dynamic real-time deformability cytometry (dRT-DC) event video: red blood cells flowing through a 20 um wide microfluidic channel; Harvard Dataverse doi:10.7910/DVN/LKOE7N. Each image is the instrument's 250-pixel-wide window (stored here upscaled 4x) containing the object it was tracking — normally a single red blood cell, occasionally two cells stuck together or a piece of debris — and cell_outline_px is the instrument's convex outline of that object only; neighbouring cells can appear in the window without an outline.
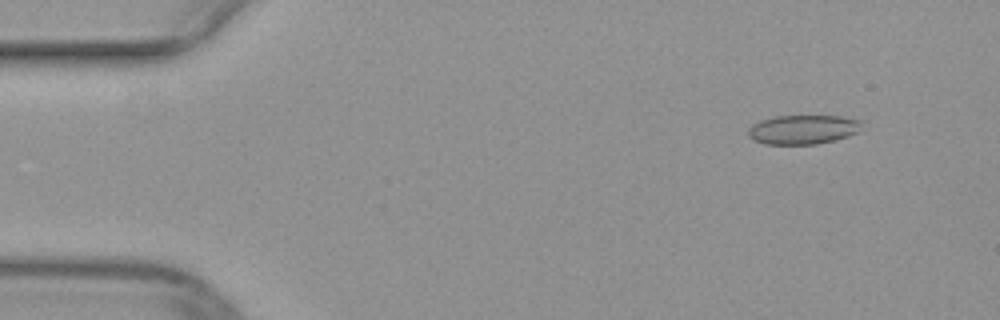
{"species": "common noctule bat (a hibernating species)", "species_latin": "Nyctalus noctula", "temperature_condition": "warm", "stored_images_in_passage": 13, "camera_frame_rate_fps": 3000, "um_per_image_px": 0.085, "animal": {"sex": "female", "body_mass_g": 29.2, "forearm_length_mm": 56.3}, "frame": {"image": 1, "passage_image": 5, "time_ms": 1.333, "image_size_px": [1000, 320], "cell_outline_px": [[864, 120], [856, 132], [848, 136], [836, 140], [816, 144], [764, 144], [752, 140], [748, 136], [748, 128], [752, 124], [760, 120], [772, 116], [840, 116]], "centroid_in_image_um": [68.22, 11.0], "position_along_channel_um": 16.8, "area_um2": 19.54}}